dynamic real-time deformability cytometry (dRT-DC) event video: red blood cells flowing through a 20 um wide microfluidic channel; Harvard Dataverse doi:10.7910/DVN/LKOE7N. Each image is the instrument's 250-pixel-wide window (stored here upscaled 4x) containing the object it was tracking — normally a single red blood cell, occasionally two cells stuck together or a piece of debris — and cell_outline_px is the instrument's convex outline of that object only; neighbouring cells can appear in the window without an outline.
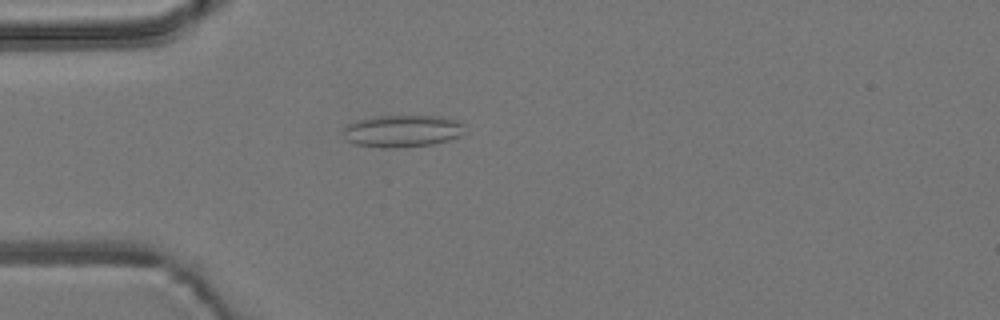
{"species": "common noctule bat (a hibernating species)", "species_latin": "Nyctalus noctula", "temperature_condition": "room temperature", "stored_images_in_passage": 4, "camera_frame_rate_fps": 3000, "um_per_image_px": 0.085, "animal": {"sex": "male", "body_mass_g": 19.2, "forearm_length_mm": 51.8}, "frame": {"image": 1, "passage_image": 3, "time_ms": 3.0, "image_size_px": [1000, 320], "cell_outline_px": [[468, 132], [460, 136], [448, 140], [432, 144], [396, 148], [380, 148], [356, 144], [348, 140], [340, 132], [348, 124], [356, 120], [372, 116], [440, 116], [460, 120], [464, 124]], "centroid_in_image_um": [34.24, 11.13], "position_along_channel_um": 50.8, "area_um2": 23.24}}